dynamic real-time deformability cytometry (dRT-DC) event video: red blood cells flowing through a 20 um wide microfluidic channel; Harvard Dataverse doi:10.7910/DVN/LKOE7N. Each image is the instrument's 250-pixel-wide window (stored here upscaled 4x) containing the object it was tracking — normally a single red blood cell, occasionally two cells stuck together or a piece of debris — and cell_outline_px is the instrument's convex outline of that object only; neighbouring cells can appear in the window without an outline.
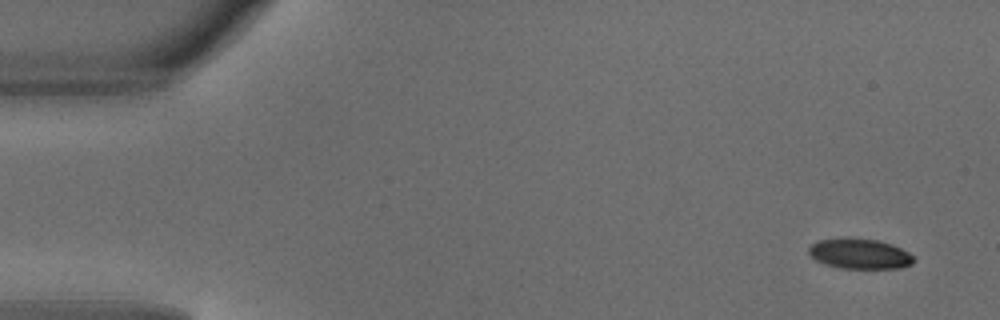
{"species": "common noctule bat (a hibernating species)", "species_latin": "Nyctalus noctula", "temperature_condition": "warm", "stored_images_in_passage": 5, "segment_of_instrument_passage": [1, 2], "camera_frame_rate_fps": 3000, "um_per_image_px": 0.085, "animal": {"sex": "male", "body_mass_g": 18.8}, "frame": {"image": 1, "passage_image": 1, "time_ms": 0.0, "image_size_px": [1000, 320], "cell_outline_px": [[916, 260], [912, 264], [900, 268], [840, 268], [824, 264], [816, 260], [808, 252], [808, 248], [812, 244], [820, 240], [848, 236], [876, 240], [892, 244], [908, 252]], "centroid_in_image_um": [73.06, 21.55], "position_along_channel_um": 11.9, "area_um2": 18.67}}
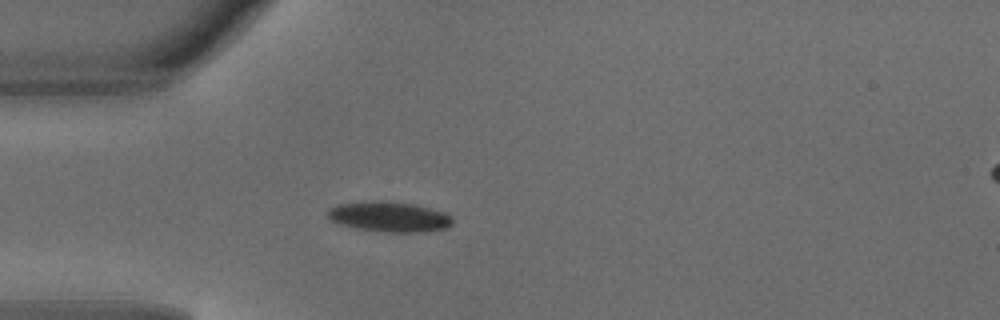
{"frame": {"image": 2, "passage_image": 4, "time_ms": 1.0, "image_size_px": [1000, 320], "cell_outline_px": [[452, 224], [444, 228], [420, 232], [392, 232], [356, 228], [340, 224], [332, 220], [324, 212], [328, 208], [336, 204], [416, 204], [444, 212], [452, 220]], "centroid_in_image_um": [33.08, 18.47], "position_along_channel_um": 51.9, "area_um2": 20.69}}